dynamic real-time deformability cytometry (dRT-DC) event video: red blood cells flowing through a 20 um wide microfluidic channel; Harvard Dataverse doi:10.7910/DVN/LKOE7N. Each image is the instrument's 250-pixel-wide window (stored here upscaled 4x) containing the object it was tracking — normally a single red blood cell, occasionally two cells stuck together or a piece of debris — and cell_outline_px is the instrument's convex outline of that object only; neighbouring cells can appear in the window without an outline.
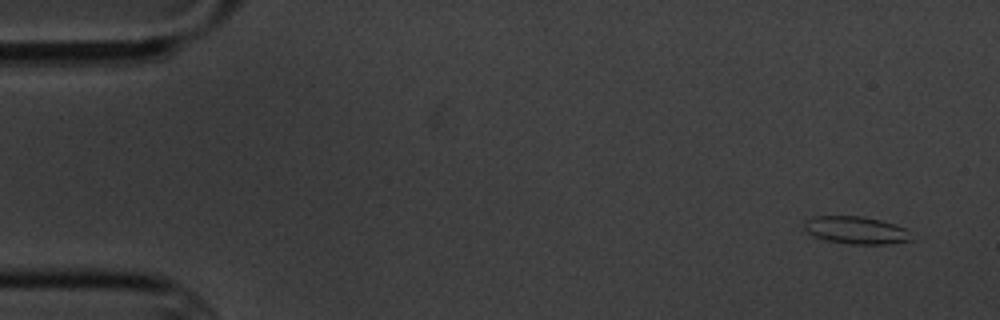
{"species": "common noctule bat (a hibernating species)", "species_latin": "Nyctalus noctula", "temperature_condition": "cold", "stored_images_in_passage": 6, "camera_frame_rate_fps": 3000, "um_per_image_px": 0.085, "animal": {"sex": "male", "body_mass_g": 20.1, "forearm_length_mm": 53.5}, "frame": {"image": 1, "passage_image": 1, "time_ms": 0.0, "image_size_px": [1000, 320], "cell_outline_px": [[912, 240], [892, 244], [848, 244], [828, 240], [816, 236], [808, 232], [804, 228], [804, 224], [808, 220], [816, 216], [864, 216], [880, 220], [904, 228]], "centroid_in_image_um": [72.77, 19.57], "position_along_channel_um": 12.2, "area_um2": 16.82}}
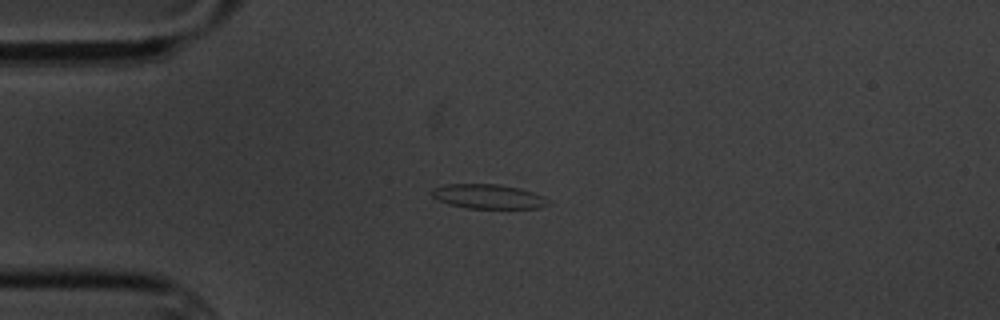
{"frame": {"image": 2, "passage_image": 4, "time_ms": 3.667, "image_size_px": [1000, 320], "cell_outline_px": [[548, 204], [540, 208], [468, 208], [448, 204], [432, 196], [432, 188], [444, 184], [500, 184], [520, 188], [544, 196]], "centroid_in_image_um": [41.48, 16.69], "position_along_channel_um": 43.5, "area_um2": 16.47}}
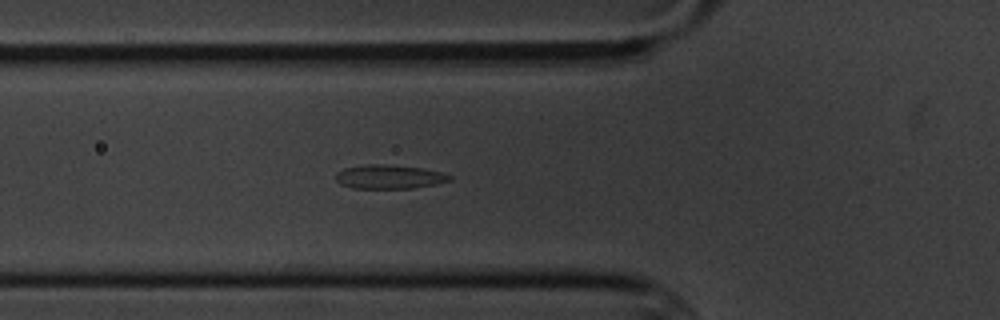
{"frame": {"image": 3, "passage_image": 6, "time_ms": 5.667, "image_size_px": [1000, 320], "cell_outline_px": [[452, 180], [436, 184], [412, 188], [352, 188], [340, 184], [336, 180], [336, 172], [344, 168], [364, 164], [384, 164], [424, 168], [440, 172], [452, 176]], "centroid_in_image_um": [33.07, 15.02], "position_along_channel_um": 92.7, "area_um2": 15.95}}